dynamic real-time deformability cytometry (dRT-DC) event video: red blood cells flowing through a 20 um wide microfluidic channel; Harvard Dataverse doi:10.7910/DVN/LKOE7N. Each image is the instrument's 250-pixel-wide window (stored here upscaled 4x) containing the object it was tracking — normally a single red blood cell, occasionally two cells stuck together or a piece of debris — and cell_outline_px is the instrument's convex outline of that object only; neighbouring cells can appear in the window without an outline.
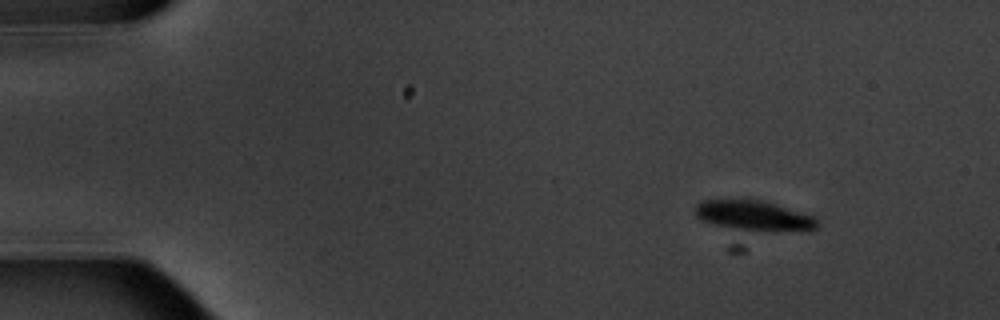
{"species": "common noctule bat (a hibernating species)", "species_latin": "Nyctalus noctula", "temperature_condition": "warm", "stored_images_in_passage": 9, "camera_frame_rate_fps": 3000, "um_per_image_px": 0.085, "animal": {"sex": "male", "body_mass_g": 20.1, "forearm_length_mm": 53.5}, "frame": {"image": 1, "passage_image": 1, "time_ms": 0.0, "image_size_px": [1000, 320], "cell_outline_px": [[820, 224], [816, 228], [808, 232], [744, 252], [728, 252], [696, 216], [696, 204], [704, 200], [764, 200], [816, 216]], "centroid_in_image_um": [63.95, 18.94], "position_along_channel_um": 21.1, "area_um2": 32.08}}
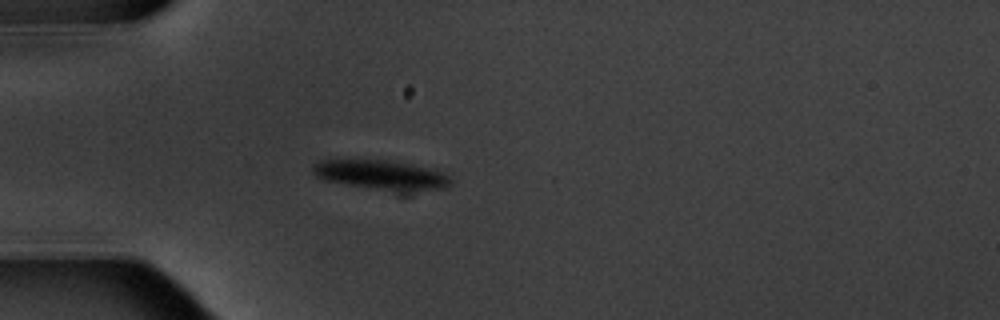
{"frame": {"image": 2, "passage_image": 4, "time_ms": 3.333, "image_size_px": [1000, 320], "cell_outline_px": [[452, 184], [448, 188], [412, 196], [396, 196], [324, 180], [316, 176], [312, 172], [312, 164], [316, 160], [388, 160], [436, 168], [444, 172], [452, 180]], "centroid_in_image_um": [32.57, 14.98], "position_along_channel_um": 52.4, "area_um2": 26.3}}